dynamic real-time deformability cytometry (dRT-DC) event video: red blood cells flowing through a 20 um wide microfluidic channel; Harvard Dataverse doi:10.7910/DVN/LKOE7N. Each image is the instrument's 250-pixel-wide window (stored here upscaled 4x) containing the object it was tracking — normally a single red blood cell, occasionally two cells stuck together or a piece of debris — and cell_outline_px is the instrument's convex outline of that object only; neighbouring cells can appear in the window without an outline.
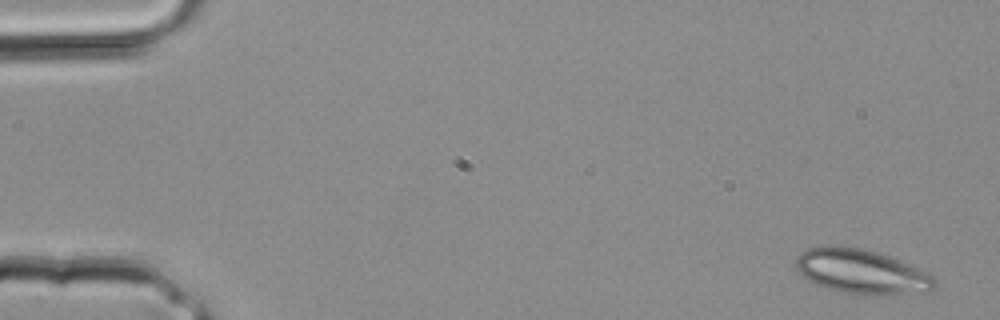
{"species": "common noctule bat (a hibernating species)", "species_latin": "Nyctalus noctula", "temperature_condition": "room temperature", "stored_images_in_passage": 3, "camera_frame_rate_fps": 3000, "um_per_image_px": 0.085, "animal": {"sex": "male", "body_mass_g": 20.4}, "frame": {"image": 1, "passage_image": 1, "time_ms": 0.0, "image_size_px": [1000, 320], "cell_outline_px": [[936, 284], [928, 292], [888, 296], [844, 292], [828, 288], [816, 284], [808, 280], [796, 268], [796, 256], [800, 252], [808, 248], [828, 244], [836, 244], [860, 248], [876, 252], [888, 256], [932, 272], [936, 280]], "centroid_in_image_um": [73.28, 23.08], "position_along_channel_um": 11.7, "area_um2": 36.53}}